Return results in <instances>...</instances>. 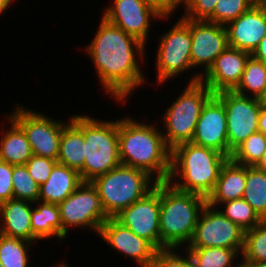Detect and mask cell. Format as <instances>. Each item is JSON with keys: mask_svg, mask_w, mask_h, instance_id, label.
I'll return each mask as SVG.
<instances>
[{"mask_svg": "<svg viewBox=\"0 0 266 267\" xmlns=\"http://www.w3.org/2000/svg\"><path fill=\"white\" fill-rule=\"evenodd\" d=\"M259 169L265 170L266 171V150L262 156V159L260 162L256 165Z\"/></svg>", "mask_w": 266, "mask_h": 267, "instance_id": "obj_45", "label": "cell"}, {"mask_svg": "<svg viewBox=\"0 0 266 267\" xmlns=\"http://www.w3.org/2000/svg\"><path fill=\"white\" fill-rule=\"evenodd\" d=\"M266 150L263 133L257 131L239 144L232 152L230 159L240 165L256 166Z\"/></svg>", "mask_w": 266, "mask_h": 267, "instance_id": "obj_31", "label": "cell"}, {"mask_svg": "<svg viewBox=\"0 0 266 267\" xmlns=\"http://www.w3.org/2000/svg\"><path fill=\"white\" fill-rule=\"evenodd\" d=\"M112 2L104 9L102 17L145 45L149 40L147 38L151 31V21L170 19L160 15L143 0H113Z\"/></svg>", "mask_w": 266, "mask_h": 267, "instance_id": "obj_14", "label": "cell"}, {"mask_svg": "<svg viewBox=\"0 0 266 267\" xmlns=\"http://www.w3.org/2000/svg\"><path fill=\"white\" fill-rule=\"evenodd\" d=\"M12 172L13 165L0 160V203L14 198Z\"/></svg>", "mask_w": 266, "mask_h": 267, "instance_id": "obj_38", "label": "cell"}, {"mask_svg": "<svg viewBox=\"0 0 266 267\" xmlns=\"http://www.w3.org/2000/svg\"><path fill=\"white\" fill-rule=\"evenodd\" d=\"M240 261L241 263H238V267H266V263L250 262L245 259H241Z\"/></svg>", "mask_w": 266, "mask_h": 267, "instance_id": "obj_42", "label": "cell"}, {"mask_svg": "<svg viewBox=\"0 0 266 267\" xmlns=\"http://www.w3.org/2000/svg\"><path fill=\"white\" fill-rule=\"evenodd\" d=\"M244 236L245 231L236 223L218 208L206 204L198 217L193 237L185 248H231L241 255Z\"/></svg>", "mask_w": 266, "mask_h": 267, "instance_id": "obj_11", "label": "cell"}, {"mask_svg": "<svg viewBox=\"0 0 266 267\" xmlns=\"http://www.w3.org/2000/svg\"><path fill=\"white\" fill-rule=\"evenodd\" d=\"M33 206L31 211L32 234L38 240L57 237L61 242L63 240V224L58 204L36 201Z\"/></svg>", "mask_w": 266, "mask_h": 267, "instance_id": "obj_24", "label": "cell"}, {"mask_svg": "<svg viewBox=\"0 0 266 267\" xmlns=\"http://www.w3.org/2000/svg\"><path fill=\"white\" fill-rule=\"evenodd\" d=\"M155 124L130 116L118 119L120 160L123 165L146 171L158 182L168 181L171 149Z\"/></svg>", "mask_w": 266, "mask_h": 267, "instance_id": "obj_2", "label": "cell"}, {"mask_svg": "<svg viewBox=\"0 0 266 267\" xmlns=\"http://www.w3.org/2000/svg\"><path fill=\"white\" fill-rule=\"evenodd\" d=\"M216 208L244 231L252 229L263 221L258 213L243 198L221 203Z\"/></svg>", "mask_w": 266, "mask_h": 267, "instance_id": "obj_30", "label": "cell"}, {"mask_svg": "<svg viewBox=\"0 0 266 267\" xmlns=\"http://www.w3.org/2000/svg\"><path fill=\"white\" fill-rule=\"evenodd\" d=\"M77 170L57 163L47 181L40 185L38 201L59 204L82 183Z\"/></svg>", "mask_w": 266, "mask_h": 267, "instance_id": "obj_22", "label": "cell"}, {"mask_svg": "<svg viewBox=\"0 0 266 267\" xmlns=\"http://www.w3.org/2000/svg\"><path fill=\"white\" fill-rule=\"evenodd\" d=\"M218 0H191L190 3L183 8V18L191 20H207L214 12L215 5Z\"/></svg>", "mask_w": 266, "mask_h": 267, "instance_id": "obj_37", "label": "cell"}, {"mask_svg": "<svg viewBox=\"0 0 266 267\" xmlns=\"http://www.w3.org/2000/svg\"><path fill=\"white\" fill-rule=\"evenodd\" d=\"M206 204L203 195L178 190L168 181L160 182V249L187 246Z\"/></svg>", "mask_w": 266, "mask_h": 267, "instance_id": "obj_4", "label": "cell"}, {"mask_svg": "<svg viewBox=\"0 0 266 267\" xmlns=\"http://www.w3.org/2000/svg\"><path fill=\"white\" fill-rule=\"evenodd\" d=\"M258 130L261 133L266 132V104H261V107H260Z\"/></svg>", "mask_w": 266, "mask_h": 267, "instance_id": "obj_41", "label": "cell"}, {"mask_svg": "<svg viewBox=\"0 0 266 267\" xmlns=\"http://www.w3.org/2000/svg\"><path fill=\"white\" fill-rule=\"evenodd\" d=\"M31 245V246H30ZM33 242L0 234V263L3 267H28Z\"/></svg>", "mask_w": 266, "mask_h": 267, "instance_id": "obj_29", "label": "cell"}, {"mask_svg": "<svg viewBox=\"0 0 266 267\" xmlns=\"http://www.w3.org/2000/svg\"><path fill=\"white\" fill-rule=\"evenodd\" d=\"M226 28L228 46L252 54L266 34V4H254Z\"/></svg>", "mask_w": 266, "mask_h": 267, "instance_id": "obj_19", "label": "cell"}, {"mask_svg": "<svg viewBox=\"0 0 266 267\" xmlns=\"http://www.w3.org/2000/svg\"><path fill=\"white\" fill-rule=\"evenodd\" d=\"M265 83L266 64L250 55L246 61L241 81L234 91L244 96L259 98L265 89Z\"/></svg>", "mask_w": 266, "mask_h": 267, "instance_id": "obj_28", "label": "cell"}, {"mask_svg": "<svg viewBox=\"0 0 266 267\" xmlns=\"http://www.w3.org/2000/svg\"><path fill=\"white\" fill-rule=\"evenodd\" d=\"M71 122L83 133L85 159L79 171L82 181H92L118 167L121 163L118 119L100 120L85 115L71 116Z\"/></svg>", "mask_w": 266, "mask_h": 267, "instance_id": "obj_5", "label": "cell"}, {"mask_svg": "<svg viewBox=\"0 0 266 267\" xmlns=\"http://www.w3.org/2000/svg\"><path fill=\"white\" fill-rule=\"evenodd\" d=\"M70 265H68V264H66L65 262L63 263H61V264H59V265H56L55 267H69Z\"/></svg>", "mask_w": 266, "mask_h": 267, "instance_id": "obj_48", "label": "cell"}, {"mask_svg": "<svg viewBox=\"0 0 266 267\" xmlns=\"http://www.w3.org/2000/svg\"><path fill=\"white\" fill-rule=\"evenodd\" d=\"M242 259L266 263V220L245 231Z\"/></svg>", "mask_w": 266, "mask_h": 267, "instance_id": "obj_32", "label": "cell"}, {"mask_svg": "<svg viewBox=\"0 0 266 267\" xmlns=\"http://www.w3.org/2000/svg\"><path fill=\"white\" fill-rule=\"evenodd\" d=\"M224 104L227 115L228 146L233 151L250 135L259 131L258 120L261 101L235 91L215 94Z\"/></svg>", "mask_w": 266, "mask_h": 267, "instance_id": "obj_12", "label": "cell"}, {"mask_svg": "<svg viewBox=\"0 0 266 267\" xmlns=\"http://www.w3.org/2000/svg\"><path fill=\"white\" fill-rule=\"evenodd\" d=\"M99 237L121 256L135 260L140 267H151L158 249L147 239L137 236L115 218L106 220L100 228Z\"/></svg>", "mask_w": 266, "mask_h": 267, "instance_id": "obj_17", "label": "cell"}, {"mask_svg": "<svg viewBox=\"0 0 266 267\" xmlns=\"http://www.w3.org/2000/svg\"><path fill=\"white\" fill-rule=\"evenodd\" d=\"M191 62L192 67L203 69L202 73H195L189 83L201 80L216 58L228 47V32L226 26L207 20H191ZM200 66V67H199ZM202 66V67H201Z\"/></svg>", "mask_w": 266, "mask_h": 267, "instance_id": "obj_13", "label": "cell"}, {"mask_svg": "<svg viewBox=\"0 0 266 267\" xmlns=\"http://www.w3.org/2000/svg\"><path fill=\"white\" fill-rule=\"evenodd\" d=\"M157 43L159 46L156 50L155 69L158 85L182 76L181 74L188 70L192 71L190 19L180 16L173 27L161 35Z\"/></svg>", "mask_w": 266, "mask_h": 267, "instance_id": "obj_8", "label": "cell"}, {"mask_svg": "<svg viewBox=\"0 0 266 267\" xmlns=\"http://www.w3.org/2000/svg\"><path fill=\"white\" fill-rule=\"evenodd\" d=\"M185 87L167 111L165 110L162 118L165 127L162 135L171 150L178 144L191 142L201 110L213 95L201 81L188 82Z\"/></svg>", "mask_w": 266, "mask_h": 267, "instance_id": "obj_7", "label": "cell"}, {"mask_svg": "<svg viewBox=\"0 0 266 267\" xmlns=\"http://www.w3.org/2000/svg\"><path fill=\"white\" fill-rule=\"evenodd\" d=\"M85 140L83 133L70 121L62 130L57 162L75 169L83 168Z\"/></svg>", "mask_w": 266, "mask_h": 267, "instance_id": "obj_25", "label": "cell"}, {"mask_svg": "<svg viewBox=\"0 0 266 267\" xmlns=\"http://www.w3.org/2000/svg\"><path fill=\"white\" fill-rule=\"evenodd\" d=\"M137 236L160 249V182L146 196L114 217Z\"/></svg>", "mask_w": 266, "mask_h": 267, "instance_id": "obj_15", "label": "cell"}, {"mask_svg": "<svg viewBox=\"0 0 266 267\" xmlns=\"http://www.w3.org/2000/svg\"><path fill=\"white\" fill-rule=\"evenodd\" d=\"M172 1V4L176 7V8H179L180 5H183L185 8L191 0H171Z\"/></svg>", "mask_w": 266, "mask_h": 267, "instance_id": "obj_44", "label": "cell"}, {"mask_svg": "<svg viewBox=\"0 0 266 267\" xmlns=\"http://www.w3.org/2000/svg\"><path fill=\"white\" fill-rule=\"evenodd\" d=\"M6 120L10 127L0 138V160L13 166L25 165L33 156L26 133L10 116Z\"/></svg>", "mask_w": 266, "mask_h": 267, "instance_id": "obj_23", "label": "cell"}, {"mask_svg": "<svg viewBox=\"0 0 266 267\" xmlns=\"http://www.w3.org/2000/svg\"><path fill=\"white\" fill-rule=\"evenodd\" d=\"M255 3L252 0H218L213 14L207 21L227 26Z\"/></svg>", "mask_w": 266, "mask_h": 267, "instance_id": "obj_34", "label": "cell"}, {"mask_svg": "<svg viewBox=\"0 0 266 267\" xmlns=\"http://www.w3.org/2000/svg\"><path fill=\"white\" fill-rule=\"evenodd\" d=\"M58 207L63 224V240L68 237L70 227L92 229L98 235L101 225L111 218L91 181H83Z\"/></svg>", "mask_w": 266, "mask_h": 267, "instance_id": "obj_9", "label": "cell"}, {"mask_svg": "<svg viewBox=\"0 0 266 267\" xmlns=\"http://www.w3.org/2000/svg\"><path fill=\"white\" fill-rule=\"evenodd\" d=\"M185 250L195 267H238L236 261L240 260L238 257L241 256L235 249L222 247L185 248Z\"/></svg>", "mask_w": 266, "mask_h": 267, "instance_id": "obj_26", "label": "cell"}, {"mask_svg": "<svg viewBox=\"0 0 266 267\" xmlns=\"http://www.w3.org/2000/svg\"><path fill=\"white\" fill-rule=\"evenodd\" d=\"M191 143L214 149L229 159L227 115L222 101L213 94L204 104Z\"/></svg>", "mask_w": 266, "mask_h": 267, "instance_id": "obj_16", "label": "cell"}, {"mask_svg": "<svg viewBox=\"0 0 266 267\" xmlns=\"http://www.w3.org/2000/svg\"><path fill=\"white\" fill-rule=\"evenodd\" d=\"M57 160L48 157L34 155L25 164L30 176L39 184H43L49 178Z\"/></svg>", "mask_w": 266, "mask_h": 267, "instance_id": "obj_36", "label": "cell"}, {"mask_svg": "<svg viewBox=\"0 0 266 267\" xmlns=\"http://www.w3.org/2000/svg\"><path fill=\"white\" fill-rule=\"evenodd\" d=\"M228 159L211 148L191 142L178 144L171 150L168 182L178 190L207 198L215 188L220 170Z\"/></svg>", "mask_w": 266, "mask_h": 267, "instance_id": "obj_3", "label": "cell"}, {"mask_svg": "<svg viewBox=\"0 0 266 267\" xmlns=\"http://www.w3.org/2000/svg\"><path fill=\"white\" fill-rule=\"evenodd\" d=\"M263 135H264V138H265V140H266V132H264Z\"/></svg>", "mask_w": 266, "mask_h": 267, "instance_id": "obj_49", "label": "cell"}, {"mask_svg": "<svg viewBox=\"0 0 266 267\" xmlns=\"http://www.w3.org/2000/svg\"><path fill=\"white\" fill-rule=\"evenodd\" d=\"M99 23L85 53L91 58L105 94L114 97L117 103H126L134 89L146 83L138 63L145 59L146 45L103 17Z\"/></svg>", "mask_w": 266, "mask_h": 267, "instance_id": "obj_1", "label": "cell"}, {"mask_svg": "<svg viewBox=\"0 0 266 267\" xmlns=\"http://www.w3.org/2000/svg\"><path fill=\"white\" fill-rule=\"evenodd\" d=\"M250 53L227 47L215 60L209 70L201 76V82L205 84L213 94L223 91H234L239 85L246 61Z\"/></svg>", "mask_w": 266, "mask_h": 267, "instance_id": "obj_18", "label": "cell"}, {"mask_svg": "<svg viewBox=\"0 0 266 267\" xmlns=\"http://www.w3.org/2000/svg\"><path fill=\"white\" fill-rule=\"evenodd\" d=\"M107 214L114 218L152 191L157 180L144 170L120 164L92 181Z\"/></svg>", "mask_w": 266, "mask_h": 267, "instance_id": "obj_6", "label": "cell"}, {"mask_svg": "<svg viewBox=\"0 0 266 267\" xmlns=\"http://www.w3.org/2000/svg\"><path fill=\"white\" fill-rule=\"evenodd\" d=\"M177 248H163L156 252L151 267H190L191 258L186 250L184 254L179 255Z\"/></svg>", "mask_w": 266, "mask_h": 267, "instance_id": "obj_35", "label": "cell"}, {"mask_svg": "<svg viewBox=\"0 0 266 267\" xmlns=\"http://www.w3.org/2000/svg\"><path fill=\"white\" fill-rule=\"evenodd\" d=\"M262 104H266V83H265V89L262 93V95L258 98Z\"/></svg>", "mask_w": 266, "mask_h": 267, "instance_id": "obj_46", "label": "cell"}, {"mask_svg": "<svg viewBox=\"0 0 266 267\" xmlns=\"http://www.w3.org/2000/svg\"><path fill=\"white\" fill-rule=\"evenodd\" d=\"M258 215L266 220V171L246 166V184L243 197Z\"/></svg>", "mask_w": 266, "mask_h": 267, "instance_id": "obj_27", "label": "cell"}, {"mask_svg": "<svg viewBox=\"0 0 266 267\" xmlns=\"http://www.w3.org/2000/svg\"><path fill=\"white\" fill-rule=\"evenodd\" d=\"M257 60L266 64V34L263 36L261 42L258 47L251 54Z\"/></svg>", "mask_w": 266, "mask_h": 267, "instance_id": "obj_40", "label": "cell"}, {"mask_svg": "<svg viewBox=\"0 0 266 267\" xmlns=\"http://www.w3.org/2000/svg\"><path fill=\"white\" fill-rule=\"evenodd\" d=\"M12 186L14 198L38 201L40 185L30 176L26 165L13 166Z\"/></svg>", "mask_w": 266, "mask_h": 267, "instance_id": "obj_33", "label": "cell"}, {"mask_svg": "<svg viewBox=\"0 0 266 267\" xmlns=\"http://www.w3.org/2000/svg\"><path fill=\"white\" fill-rule=\"evenodd\" d=\"M14 1L17 0H0V15L5 13L4 11L10 8L12 4H14Z\"/></svg>", "mask_w": 266, "mask_h": 267, "instance_id": "obj_43", "label": "cell"}, {"mask_svg": "<svg viewBox=\"0 0 266 267\" xmlns=\"http://www.w3.org/2000/svg\"><path fill=\"white\" fill-rule=\"evenodd\" d=\"M32 207V202L16 198L0 203V234L36 244L38 239L31 229Z\"/></svg>", "mask_w": 266, "mask_h": 267, "instance_id": "obj_20", "label": "cell"}, {"mask_svg": "<svg viewBox=\"0 0 266 267\" xmlns=\"http://www.w3.org/2000/svg\"><path fill=\"white\" fill-rule=\"evenodd\" d=\"M255 4H266V0H252Z\"/></svg>", "mask_w": 266, "mask_h": 267, "instance_id": "obj_47", "label": "cell"}, {"mask_svg": "<svg viewBox=\"0 0 266 267\" xmlns=\"http://www.w3.org/2000/svg\"><path fill=\"white\" fill-rule=\"evenodd\" d=\"M246 184V166L228 159L222 166L215 188L206 198L207 204L219 207L221 203L241 199Z\"/></svg>", "mask_w": 266, "mask_h": 267, "instance_id": "obj_21", "label": "cell"}, {"mask_svg": "<svg viewBox=\"0 0 266 267\" xmlns=\"http://www.w3.org/2000/svg\"><path fill=\"white\" fill-rule=\"evenodd\" d=\"M26 133L32 153L57 160L63 128L71 121L55 120L20 104L8 114Z\"/></svg>", "mask_w": 266, "mask_h": 267, "instance_id": "obj_10", "label": "cell"}, {"mask_svg": "<svg viewBox=\"0 0 266 267\" xmlns=\"http://www.w3.org/2000/svg\"><path fill=\"white\" fill-rule=\"evenodd\" d=\"M147 5L154 8L163 17H171L177 8L171 0H143Z\"/></svg>", "mask_w": 266, "mask_h": 267, "instance_id": "obj_39", "label": "cell"}]
</instances>
